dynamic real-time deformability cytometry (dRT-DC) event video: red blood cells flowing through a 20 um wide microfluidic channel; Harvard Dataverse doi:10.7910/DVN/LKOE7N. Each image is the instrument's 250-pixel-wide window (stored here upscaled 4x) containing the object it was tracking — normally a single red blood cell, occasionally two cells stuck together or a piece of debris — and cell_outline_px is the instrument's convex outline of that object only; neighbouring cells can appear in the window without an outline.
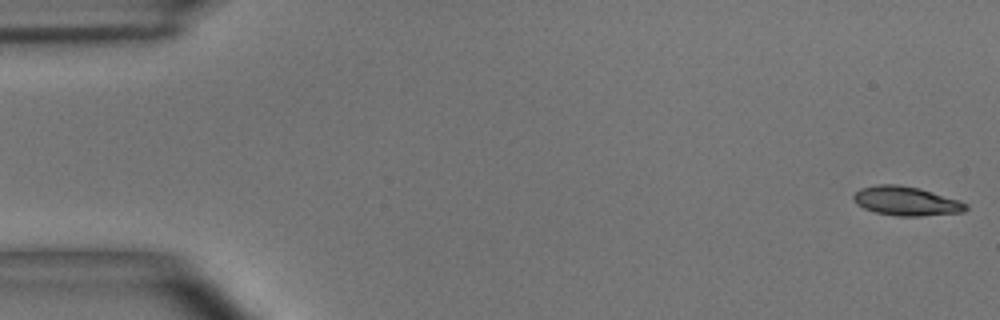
{"species": "common noctule bat (a hibernating species)", "species_latin": "Nyctalus noctula", "temperature_condition": "room temperature", "stored_images_in_passage": 54, "camera_frame_rate_fps": 3000, "um_per_image_px": 0.085, "animal": {"sex": "male", "body_mass_g": 15.6}, "frame": {"image": 1, "passage_image": 1, "time_ms": 0.0, "image_size_px": [1000, 320], "cell_outline_px": [[968, 208], [964, 212], [920, 216], [900, 216], [876, 212], [864, 208], [856, 204], [852, 200], [852, 196], [860, 188], [876, 184], [896, 184], [920, 188], [960, 200], [968, 204]], "centroid_in_image_um": [77.03, 17.08], "position_along_channel_um": 8.0, "area_um2": 19.19}}
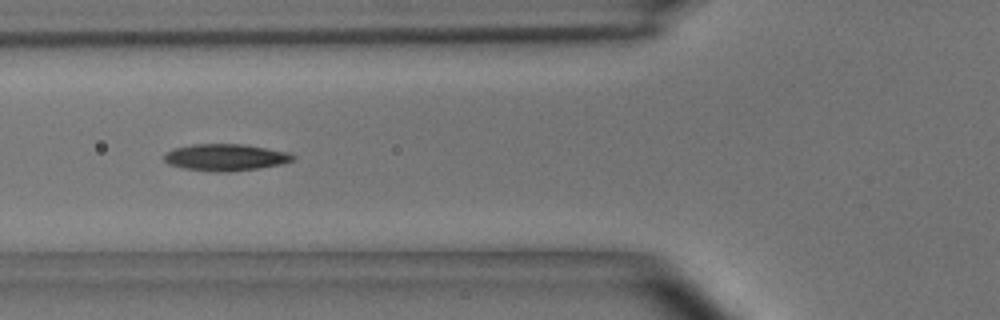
{"frame": {"image": 2, "passage_image": 20, "time_ms": 6.333, "image_size_px": [1000, 320], "cell_outline_px": [[296, 156], [292, 160], [280, 164], [256, 168], [228, 172], [216, 172], [184, 168], [168, 164], [164, 160], [164, 156], [168, 152], [176, 148], [192, 144], [244, 144], [288, 152]], "centroid_in_image_um": [19.16, 13.37], "position_along_channel_um": 106.6, "area_um2": 19.83}}
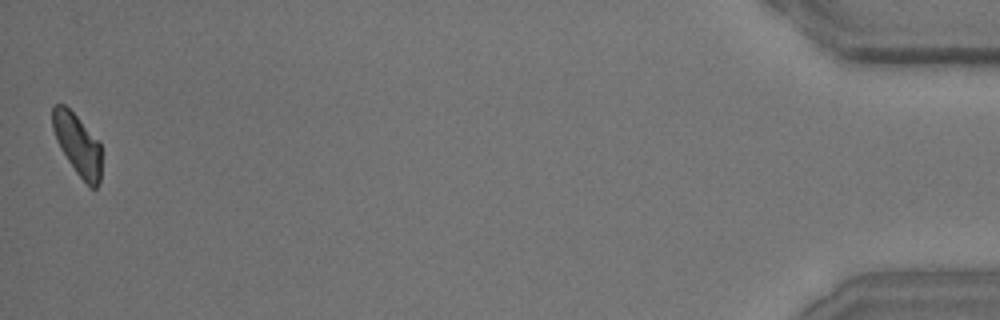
{"frame": {"image": 3, "passage_image": 54, "time_ms": 17.667, "image_size_px": [1000, 320], "cell_outline_px": [[100, 180], [96, 188], [88, 188], [76, 172], [60, 148], [56, 140], [52, 128], [52, 108], [56, 104], [64, 104], [76, 116], [100, 144]], "centroid_in_image_um": [6.56, 12.31], "position_along_channel_um": 428.6, "area_um2": 17.17}, "authors_computed_cell_mechanics": {"area_um2": 18.9873, "velocity_mm_per_s": 3.6486, "shape_relaxation_time_tau1_ms": 5.2557, "shape_relaxation_time_tau2_ms": 4.465, "deformation_change_tau1": 0.1591, "deformation_change_tau2": 0.102}}